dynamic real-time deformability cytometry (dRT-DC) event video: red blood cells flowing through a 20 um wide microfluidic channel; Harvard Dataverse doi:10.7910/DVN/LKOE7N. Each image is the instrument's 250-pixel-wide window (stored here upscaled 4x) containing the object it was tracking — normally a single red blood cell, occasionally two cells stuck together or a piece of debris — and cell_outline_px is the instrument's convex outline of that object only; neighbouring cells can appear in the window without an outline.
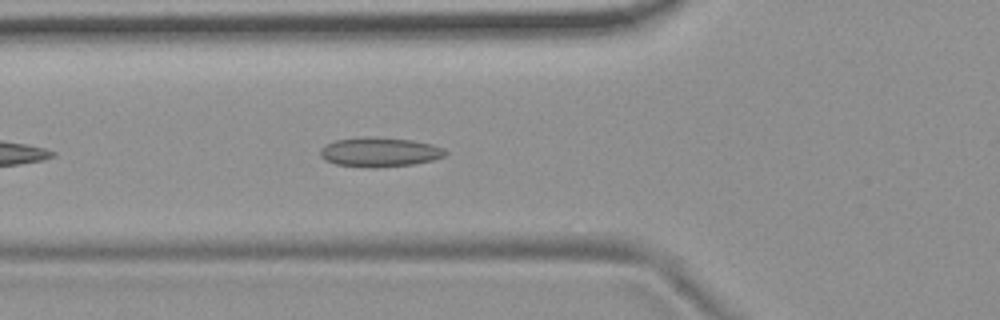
{"species": "common noctule bat (a hibernating species)", "species_latin": "Nyctalus noctula", "temperature_condition": "room temperature", "stored_images_in_passage": 6, "camera_frame_rate_fps": 3000, "um_per_image_px": 0.085, "animal": {"sex": "female", "body_mass_g": 19.9}, "frame": {"image": 1, "passage_image": 6, "time_ms": 1.667, "image_size_px": [1000, 320], "cell_outline_px": [[448, 152], [444, 156], [432, 160], [412, 164], [376, 168], [372, 168], [336, 164], [324, 160], [320, 156], [320, 148], [336, 140], [364, 136], [380, 136], [412, 140], [432, 144], [444, 148]], "centroid_in_image_um": [32.27, 12.91], "position_along_channel_um": 93.5, "area_um2": 21.68}}